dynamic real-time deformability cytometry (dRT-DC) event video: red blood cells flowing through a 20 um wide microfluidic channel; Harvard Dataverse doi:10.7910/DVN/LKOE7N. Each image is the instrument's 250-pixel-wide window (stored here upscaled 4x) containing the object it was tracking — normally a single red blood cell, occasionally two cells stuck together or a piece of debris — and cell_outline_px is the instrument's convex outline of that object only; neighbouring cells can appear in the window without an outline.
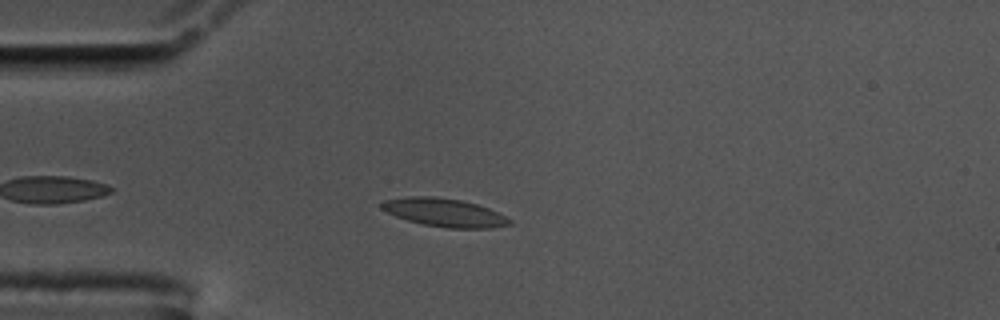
{"species": "common noctule bat (a hibernating species)", "species_latin": "Nyctalus noctula", "temperature_condition": "cold", "stored_images_in_passage": 44, "camera_frame_rate_fps": 3000, "um_per_image_px": 0.085, "animal": {"sex": "male", "body_mass_g": 17.5, "forearm_length_mm": 52.3}, "frame": {"image": 1, "passage_image": 7, "time_ms": 2.0, "image_size_px": [1000, 320], "cell_outline_px": [[512, 224], [492, 228], [448, 228], [424, 224], [408, 220], [396, 216], [380, 208], [380, 204], [384, 200], [408, 196], [436, 196], [460, 200], [476, 204], [488, 208], [512, 220]], "centroid_in_image_um": [37.76, 18.06], "position_along_channel_um": 47.2, "area_um2": 20.92}}
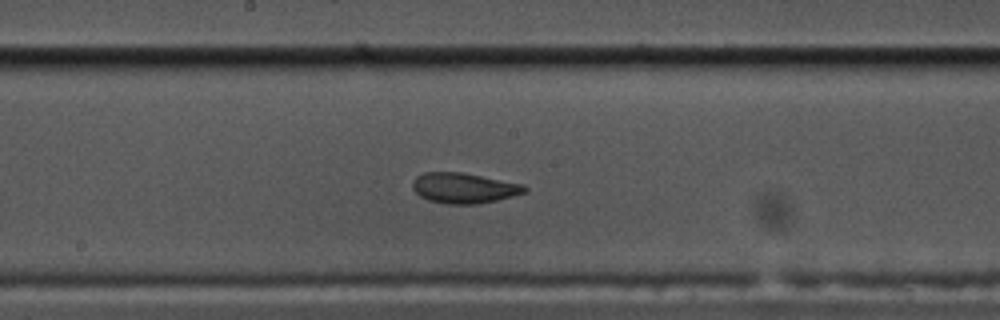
{"frame": {"image": 2, "passage_image": 22, "time_ms": 7.0, "image_size_px": [1000, 320], "cell_outline_px": [[528, 188], [524, 192], [512, 196], [496, 200], [476, 204], [448, 204], [428, 200], [420, 196], [412, 188], [412, 180], [416, 176], [424, 172], [460, 172], [524, 184]], "centroid_in_image_um": [39.4, 15.98], "position_along_channel_um": 208.8, "area_um2": 19.77}}
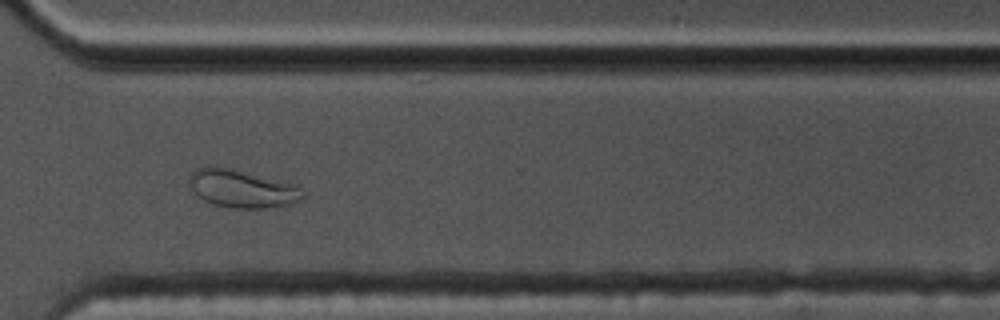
{"frame": {"image": 3, "passage_image": 34, "time_ms": 11.0, "image_size_px": [1000, 320], "cell_outline_px": [[304, 200], [288, 204], [264, 208], [232, 208], [212, 204], [204, 200], [188, 184], [188, 176], [196, 168], [232, 168], [300, 184], [304, 196]], "centroid_in_image_um": [20.65, 16.04], "position_along_channel_um": 349.9, "area_um2": 25.2}, "authors_computed_cell_mechanics": {"area_um2": 19.7965, "velocity_mm_per_s": 3.53, "shape_relaxation_time_tau1_ms": 5.9976, "shape_relaxation_time_tau2_ms": 1.2226, "deformation_change_tau1": 0.1768, "deformation_change_tau2": 0.065}}